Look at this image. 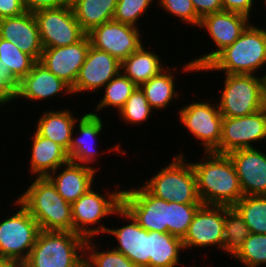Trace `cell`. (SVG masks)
Here are the masks:
<instances>
[{"label": "cell", "instance_id": "obj_1", "mask_svg": "<svg viewBox=\"0 0 266 267\" xmlns=\"http://www.w3.org/2000/svg\"><path fill=\"white\" fill-rule=\"evenodd\" d=\"M192 162L197 192L203 205L233 207L243 196L233 161L228 154L203 152Z\"/></svg>", "mask_w": 266, "mask_h": 267}, {"label": "cell", "instance_id": "obj_2", "mask_svg": "<svg viewBox=\"0 0 266 267\" xmlns=\"http://www.w3.org/2000/svg\"><path fill=\"white\" fill-rule=\"evenodd\" d=\"M266 66V28L251 22L241 35L198 72L259 75Z\"/></svg>", "mask_w": 266, "mask_h": 267}, {"label": "cell", "instance_id": "obj_3", "mask_svg": "<svg viewBox=\"0 0 266 267\" xmlns=\"http://www.w3.org/2000/svg\"><path fill=\"white\" fill-rule=\"evenodd\" d=\"M30 178L31 184L17 200L37 221L41 231H72V205L47 177Z\"/></svg>", "mask_w": 266, "mask_h": 267}, {"label": "cell", "instance_id": "obj_4", "mask_svg": "<svg viewBox=\"0 0 266 267\" xmlns=\"http://www.w3.org/2000/svg\"><path fill=\"white\" fill-rule=\"evenodd\" d=\"M86 240L72 231H40L21 267H84Z\"/></svg>", "mask_w": 266, "mask_h": 267}, {"label": "cell", "instance_id": "obj_5", "mask_svg": "<svg viewBox=\"0 0 266 267\" xmlns=\"http://www.w3.org/2000/svg\"><path fill=\"white\" fill-rule=\"evenodd\" d=\"M183 151L172 156L171 162L145 179L143 186L155 197L167 202L203 204L198 196L196 176L191 161H186Z\"/></svg>", "mask_w": 266, "mask_h": 267}, {"label": "cell", "instance_id": "obj_6", "mask_svg": "<svg viewBox=\"0 0 266 267\" xmlns=\"http://www.w3.org/2000/svg\"><path fill=\"white\" fill-rule=\"evenodd\" d=\"M119 187L120 184L117 183L115 190L110 192L107 190L106 193L101 190L100 193L94 190L93 186L73 202L71 204L73 232L86 239L96 238L100 234L104 236L108 226L104 225L103 220L115 216V212L122 206L123 189Z\"/></svg>", "mask_w": 266, "mask_h": 267}, {"label": "cell", "instance_id": "obj_7", "mask_svg": "<svg viewBox=\"0 0 266 267\" xmlns=\"http://www.w3.org/2000/svg\"><path fill=\"white\" fill-rule=\"evenodd\" d=\"M218 103L223 117L251 115L266 107L265 77L253 74H224ZM224 87V88H223Z\"/></svg>", "mask_w": 266, "mask_h": 267}, {"label": "cell", "instance_id": "obj_8", "mask_svg": "<svg viewBox=\"0 0 266 267\" xmlns=\"http://www.w3.org/2000/svg\"><path fill=\"white\" fill-rule=\"evenodd\" d=\"M15 200L12 201L16 206L14 214L10 212L11 216L0 221V257L21 266L27 260L41 230L29 211L17 198Z\"/></svg>", "mask_w": 266, "mask_h": 267}, {"label": "cell", "instance_id": "obj_9", "mask_svg": "<svg viewBox=\"0 0 266 267\" xmlns=\"http://www.w3.org/2000/svg\"><path fill=\"white\" fill-rule=\"evenodd\" d=\"M253 22L247 16L230 11H220L204 16L201 19L199 29L208 33L209 39L215 45V50L198 55L183 65V73L198 72L205 67L220 51L231 45Z\"/></svg>", "mask_w": 266, "mask_h": 267}, {"label": "cell", "instance_id": "obj_10", "mask_svg": "<svg viewBox=\"0 0 266 267\" xmlns=\"http://www.w3.org/2000/svg\"><path fill=\"white\" fill-rule=\"evenodd\" d=\"M207 99V100H206ZM194 101L179 109L178 117L180 124L195 138L199 140L203 152H215L219 154L222 121L217 101L208 100ZM215 103V104H213Z\"/></svg>", "mask_w": 266, "mask_h": 267}, {"label": "cell", "instance_id": "obj_11", "mask_svg": "<svg viewBox=\"0 0 266 267\" xmlns=\"http://www.w3.org/2000/svg\"><path fill=\"white\" fill-rule=\"evenodd\" d=\"M43 48L62 47L79 42L86 33L77 22L71 4L33 13Z\"/></svg>", "mask_w": 266, "mask_h": 267}, {"label": "cell", "instance_id": "obj_12", "mask_svg": "<svg viewBox=\"0 0 266 267\" xmlns=\"http://www.w3.org/2000/svg\"><path fill=\"white\" fill-rule=\"evenodd\" d=\"M265 140L266 107L247 116L223 117L219 154H229L238 149L255 148L258 142L261 144Z\"/></svg>", "mask_w": 266, "mask_h": 267}, {"label": "cell", "instance_id": "obj_13", "mask_svg": "<svg viewBox=\"0 0 266 267\" xmlns=\"http://www.w3.org/2000/svg\"><path fill=\"white\" fill-rule=\"evenodd\" d=\"M123 189L122 207L146 231L168 232V202L152 195L143 185Z\"/></svg>", "mask_w": 266, "mask_h": 267}, {"label": "cell", "instance_id": "obj_14", "mask_svg": "<svg viewBox=\"0 0 266 267\" xmlns=\"http://www.w3.org/2000/svg\"><path fill=\"white\" fill-rule=\"evenodd\" d=\"M141 32L138 27L111 20L95 27L87 36L92 47L122 62L143 45Z\"/></svg>", "mask_w": 266, "mask_h": 267}, {"label": "cell", "instance_id": "obj_15", "mask_svg": "<svg viewBox=\"0 0 266 267\" xmlns=\"http://www.w3.org/2000/svg\"><path fill=\"white\" fill-rule=\"evenodd\" d=\"M225 206L202 205L195 213L188 231L182 239L184 251L224 247ZM195 247V248H194Z\"/></svg>", "mask_w": 266, "mask_h": 267}, {"label": "cell", "instance_id": "obj_16", "mask_svg": "<svg viewBox=\"0 0 266 267\" xmlns=\"http://www.w3.org/2000/svg\"><path fill=\"white\" fill-rule=\"evenodd\" d=\"M120 72L121 62L118 59L90 45L72 88L73 96L79 93L82 95L84 92L100 93V90Z\"/></svg>", "mask_w": 266, "mask_h": 267}, {"label": "cell", "instance_id": "obj_17", "mask_svg": "<svg viewBox=\"0 0 266 267\" xmlns=\"http://www.w3.org/2000/svg\"><path fill=\"white\" fill-rule=\"evenodd\" d=\"M115 215L125 219V225L117 228L108 227L105 233L116 238L118 245L112 249L124 254L132 263L138 267H149V231L143 229L132 215L122 206ZM127 223V224H126Z\"/></svg>", "mask_w": 266, "mask_h": 267}, {"label": "cell", "instance_id": "obj_18", "mask_svg": "<svg viewBox=\"0 0 266 267\" xmlns=\"http://www.w3.org/2000/svg\"><path fill=\"white\" fill-rule=\"evenodd\" d=\"M90 45L86 34L79 42L72 45L43 48L39 62L73 88Z\"/></svg>", "mask_w": 266, "mask_h": 267}, {"label": "cell", "instance_id": "obj_19", "mask_svg": "<svg viewBox=\"0 0 266 267\" xmlns=\"http://www.w3.org/2000/svg\"><path fill=\"white\" fill-rule=\"evenodd\" d=\"M238 149L228 155L234 163L243 196L266 195V150Z\"/></svg>", "mask_w": 266, "mask_h": 267}, {"label": "cell", "instance_id": "obj_20", "mask_svg": "<svg viewBox=\"0 0 266 267\" xmlns=\"http://www.w3.org/2000/svg\"><path fill=\"white\" fill-rule=\"evenodd\" d=\"M79 118L75 125L78 131H73L71 144L67 151L69 161L95 168L101 156L96 144L99 136L105 130V123L100 115H94L89 111ZM92 163H95V167Z\"/></svg>", "mask_w": 266, "mask_h": 267}, {"label": "cell", "instance_id": "obj_21", "mask_svg": "<svg viewBox=\"0 0 266 267\" xmlns=\"http://www.w3.org/2000/svg\"><path fill=\"white\" fill-rule=\"evenodd\" d=\"M61 95H73L72 88L37 61L32 70L19 82L16 100L45 102ZM56 96V97H55Z\"/></svg>", "mask_w": 266, "mask_h": 267}, {"label": "cell", "instance_id": "obj_22", "mask_svg": "<svg viewBox=\"0 0 266 267\" xmlns=\"http://www.w3.org/2000/svg\"><path fill=\"white\" fill-rule=\"evenodd\" d=\"M0 38L14 43L36 62L40 61L43 46L33 13L26 11L20 16L0 19Z\"/></svg>", "mask_w": 266, "mask_h": 267}, {"label": "cell", "instance_id": "obj_23", "mask_svg": "<svg viewBox=\"0 0 266 267\" xmlns=\"http://www.w3.org/2000/svg\"><path fill=\"white\" fill-rule=\"evenodd\" d=\"M98 168L99 166L92 168L87 165L68 161L49 174L47 178L55 186L56 191L67 202L72 204L90 188L98 184H94L96 173L99 171Z\"/></svg>", "mask_w": 266, "mask_h": 267}, {"label": "cell", "instance_id": "obj_24", "mask_svg": "<svg viewBox=\"0 0 266 267\" xmlns=\"http://www.w3.org/2000/svg\"><path fill=\"white\" fill-rule=\"evenodd\" d=\"M32 139L29 159L31 178L47 177L61 165L69 161L67 151L58 143L42 137L36 131ZM35 175V177H34Z\"/></svg>", "mask_w": 266, "mask_h": 267}, {"label": "cell", "instance_id": "obj_25", "mask_svg": "<svg viewBox=\"0 0 266 267\" xmlns=\"http://www.w3.org/2000/svg\"><path fill=\"white\" fill-rule=\"evenodd\" d=\"M50 110V111H49ZM42 112L36 121L35 131L45 137L61 145L66 151L69 150L73 131L78 117L72 114L67 107L63 110H53Z\"/></svg>", "mask_w": 266, "mask_h": 267}, {"label": "cell", "instance_id": "obj_26", "mask_svg": "<svg viewBox=\"0 0 266 267\" xmlns=\"http://www.w3.org/2000/svg\"><path fill=\"white\" fill-rule=\"evenodd\" d=\"M144 45L121 62V72L139 87L168 66L161 56Z\"/></svg>", "mask_w": 266, "mask_h": 267}, {"label": "cell", "instance_id": "obj_27", "mask_svg": "<svg viewBox=\"0 0 266 267\" xmlns=\"http://www.w3.org/2000/svg\"><path fill=\"white\" fill-rule=\"evenodd\" d=\"M167 66L158 75L152 77L148 82L143 83L140 87L144 91L147 102L155 111L163 110L171 107L173 100L179 99L180 94L177 93L175 82L177 66ZM173 70V71H172ZM176 83V84H175Z\"/></svg>", "mask_w": 266, "mask_h": 267}, {"label": "cell", "instance_id": "obj_28", "mask_svg": "<svg viewBox=\"0 0 266 267\" xmlns=\"http://www.w3.org/2000/svg\"><path fill=\"white\" fill-rule=\"evenodd\" d=\"M182 250V239L168 232L149 231V267L185 265L183 262L180 264L181 254L184 253Z\"/></svg>", "mask_w": 266, "mask_h": 267}, {"label": "cell", "instance_id": "obj_29", "mask_svg": "<svg viewBox=\"0 0 266 267\" xmlns=\"http://www.w3.org/2000/svg\"><path fill=\"white\" fill-rule=\"evenodd\" d=\"M116 5L117 0H74L71 3L75 18L86 34L113 20Z\"/></svg>", "mask_w": 266, "mask_h": 267}, {"label": "cell", "instance_id": "obj_30", "mask_svg": "<svg viewBox=\"0 0 266 267\" xmlns=\"http://www.w3.org/2000/svg\"><path fill=\"white\" fill-rule=\"evenodd\" d=\"M136 88L137 86L120 72L101 89L104 91L102 92L104 95H102L100 102L96 103L95 110L92 112L90 109V112L98 116L101 111L103 112V109L107 110L108 108H113V112L115 109L119 112Z\"/></svg>", "mask_w": 266, "mask_h": 267}, {"label": "cell", "instance_id": "obj_31", "mask_svg": "<svg viewBox=\"0 0 266 267\" xmlns=\"http://www.w3.org/2000/svg\"><path fill=\"white\" fill-rule=\"evenodd\" d=\"M233 208L243 218L250 233L266 234V195L242 196Z\"/></svg>", "mask_w": 266, "mask_h": 267}, {"label": "cell", "instance_id": "obj_32", "mask_svg": "<svg viewBox=\"0 0 266 267\" xmlns=\"http://www.w3.org/2000/svg\"><path fill=\"white\" fill-rule=\"evenodd\" d=\"M249 235L248 226L240 214L233 207L225 206L223 252L233 258Z\"/></svg>", "mask_w": 266, "mask_h": 267}, {"label": "cell", "instance_id": "obj_33", "mask_svg": "<svg viewBox=\"0 0 266 267\" xmlns=\"http://www.w3.org/2000/svg\"><path fill=\"white\" fill-rule=\"evenodd\" d=\"M94 238H89L85 243V263L84 267H138L132 263L124 254L118 252L112 247L109 249L100 245Z\"/></svg>", "mask_w": 266, "mask_h": 267}, {"label": "cell", "instance_id": "obj_34", "mask_svg": "<svg viewBox=\"0 0 266 267\" xmlns=\"http://www.w3.org/2000/svg\"><path fill=\"white\" fill-rule=\"evenodd\" d=\"M0 60L20 82L31 70L36 61L23 53L17 45L0 38Z\"/></svg>", "mask_w": 266, "mask_h": 267}, {"label": "cell", "instance_id": "obj_35", "mask_svg": "<svg viewBox=\"0 0 266 267\" xmlns=\"http://www.w3.org/2000/svg\"><path fill=\"white\" fill-rule=\"evenodd\" d=\"M151 112L155 113L147 102L144 91L141 87L137 86L131 96L127 99L124 107L118 112V116L121 119V122L124 121L127 125H138L139 127L141 123L148 122L147 120L154 114Z\"/></svg>", "mask_w": 266, "mask_h": 267}, {"label": "cell", "instance_id": "obj_36", "mask_svg": "<svg viewBox=\"0 0 266 267\" xmlns=\"http://www.w3.org/2000/svg\"><path fill=\"white\" fill-rule=\"evenodd\" d=\"M202 205L168 202V233L183 239L195 213Z\"/></svg>", "mask_w": 266, "mask_h": 267}, {"label": "cell", "instance_id": "obj_37", "mask_svg": "<svg viewBox=\"0 0 266 267\" xmlns=\"http://www.w3.org/2000/svg\"><path fill=\"white\" fill-rule=\"evenodd\" d=\"M233 258L244 267L266 266V234L250 233Z\"/></svg>", "mask_w": 266, "mask_h": 267}, {"label": "cell", "instance_id": "obj_38", "mask_svg": "<svg viewBox=\"0 0 266 267\" xmlns=\"http://www.w3.org/2000/svg\"><path fill=\"white\" fill-rule=\"evenodd\" d=\"M154 1L157 0H117L113 20L139 28V20L156 4Z\"/></svg>", "mask_w": 266, "mask_h": 267}, {"label": "cell", "instance_id": "obj_39", "mask_svg": "<svg viewBox=\"0 0 266 267\" xmlns=\"http://www.w3.org/2000/svg\"><path fill=\"white\" fill-rule=\"evenodd\" d=\"M157 6L173 17L179 18L185 25H200L201 18L197 15L191 0H157Z\"/></svg>", "mask_w": 266, "mask_h": 267}, {"label": "cell", "instance_id": "obj_40", "mask_svg": "<svg viewBox=\"0 0 266 267\" xmlns=\"http://www.w3.org/2000/svg\"><path fill=\"white\" fill-rule=\"evenodd\" d=\"M19 92V81L12 75L9 68L0 60V95L8 102L15 101Z\"/></svg>", "mask_w": 266, "mask_h": 267}, {"label": "cell", "instance_id": "obj_41", "mask_svg": "<svg viewBox=\"0 0 266 267\" xmlns=\"http://www.w3.org/2000/svg\"><path fill=\"white\" fill-rule=\"evenodd\" d=\"M222 6L225 11L243 14L251 19V14L255 12L253 7L256 5L255 0H222Z\"/></svg>", "mask_w": 266, "mask_h": 267}, {"label": "cell", "instance_id": "obj_42", "mask_svg": "<svg viewBox=\"0 0 266 267\" xmlns=\"http://www.w3.org/2000/svg\"><path fill=\"white\" fill-rule=\"evenodd\" d=\"M26 11L23 0H0V19L20 16Z\"/></svg>", "mask_w": 266, "mask_h": 267}, {"label": "cell", "instance_id": "obj_43", "mask_svg": "<svg viewBox=\"0 0 266 267\" xmlns=\"http://www.w3.org/2000/svg\"><path fill=\"white\" fill-rule=\"evenodd\" d=\"M197 15L204 16L223 11L222 0H191Z\"/></svg>", "mask_w": 266, "mask_h": 267}, {"label": "cell", "instance_id": "obj_44", "mask_svg": "<svg viewBox=\"0 0 266 267\" xmlns=\"http://www.w3.org/2000/svg\"><path fill=\"white\" fill-rule=\"evenodd\" d=\"M27 11L34 13L42 9L57 8L67 4L66 0H23Z\"/></svg>", "mask_w": 266, "mask_h": 267}, {"label": "cell", "instance_id": "obj_45", "mask_svg": "<svg viewBox=\"0 0 266 267\" xmlns=\"http://www.w3.org/2000/svg\"><path fill=\"white\" fill-rule=\"evenodd\" d=\"M0 267H21V266L15 261L0 257Z\"/></svg>", "mask_w": 266, "mask_h": 267}, {"label": "cell", "instance_id": "obj_46", "mask_svg": "<svg viewBox=\"0 0 266 267\" xmlns=\"http://www.w3.org/2000/svg\"><path fill=\"white\" fill-rule=\"evenodd\" d=\"M0 104L5 107V105H8V102L0 95Z\"/></svg>", "mask_w": 266, "mask_h": 267}, {"label": "cell", "instance_id": "obj_47", "mask_svg": "<svg viewBox=\"0 0 266 267\" xmlns=\"http://www.w3.org/2000/svg\"><path fill=\"white\" fill-rule=\"evenodd\" d=\"M263 72H264V74H262V75L265 77V87H266V71L264 70Z\"/></svg>", "mask_w": 266, "mask_h": 267}, {"label": "cell", "instance_id": "obj_48", "mask_svg": "<svg viewBox=\"0 0 266 267\" xmlns=\"http://www.w3.org/2000/svg\"><path fill=\"white\" fill-rule=\"evenodd\" d=\"M74 0H66L68 4H71Z\"/></svg>", "mask_w": 266, "mask_h": 267}, {"label": "cell", "instance_id": "obj_49", "mask_svg": "<svg viewBox=\"0 0 266 267\" xmlns=\"http://www.w3.org/2000/svg\"><path fill=\"white\" fill-rule=\"evenodd\" d=\"M261 1H263V4H265V7H266V0H261ZM266 9V8H265Z\"/></svg>", "mask_w": 266, "mask_h": 267}]
</instances>
